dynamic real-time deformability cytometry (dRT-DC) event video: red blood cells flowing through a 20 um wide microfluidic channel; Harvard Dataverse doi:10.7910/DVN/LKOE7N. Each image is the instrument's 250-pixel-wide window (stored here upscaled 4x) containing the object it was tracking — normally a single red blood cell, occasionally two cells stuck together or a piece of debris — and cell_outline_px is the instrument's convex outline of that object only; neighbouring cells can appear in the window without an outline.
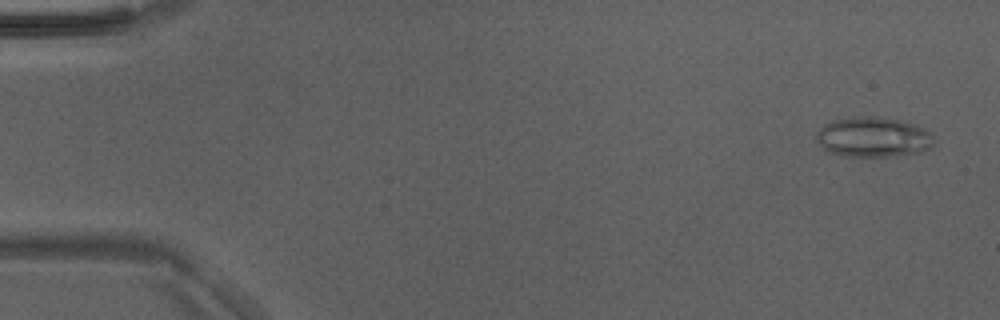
{"species": "Egyptian fruit bat (a non-hibernating species)", "species_latin": "Rousettus aegyptiacus", "temperature_condition": "room temperature", "stored_images_in_passage": 48, "camera_frame_rate_fps": 3000, "um_per_image_px": 0.085, "animal": {"sex": "male"}, "frame": {"image": 1, "passage_image": 2, "time_ms": 0.333, "image_size_px": [1000, 320], "cell_outline_px": [[932, 148], [920, 152], [884, 156], [848, 156], [828, 152], [816, 140], [816, 132], [824, 124], [832, 120], [852, 116], [868, 116], [900, 120], [916, 124], [924, 128], [932, 136]], "centroid_in_image_um": [74.19, 11.64], "position_along_channel_um": 10.8, "area_um2": 27.34}}
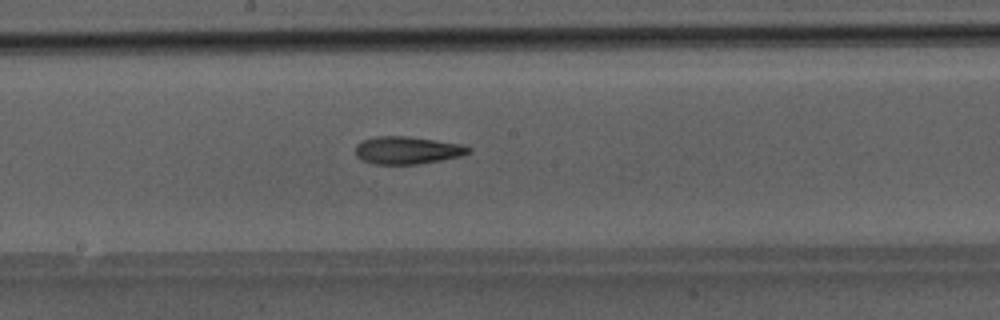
{"frame": {"image": 2, "passage_image": 26, "time_ms": 8.333, "image_size_px": [1000, 320], "cell_outline_px": [[472, 152], [460, 156], [420, 164], [372, 164], [360, 160], [356, 156], [356, 144], [364, 140], [376, 136], [404, 136], [460, 144], [472, 148]], "centroid_in_image_um": [34.59, 12.78], "position_along_channel_um": 213.6, "area_um2": 18.09}}
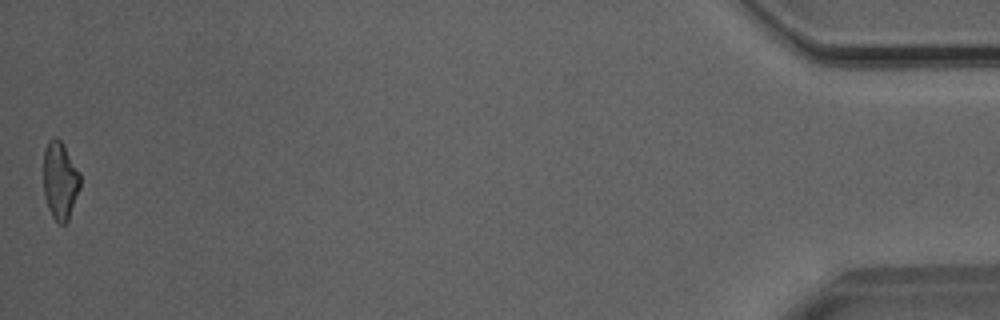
{"frame": {"image": 3, "passage_image": 48, "time_ms": 15.667, "image_size_px": [1000, 320], "cell_outline_px": [[80, 188], [68, 220], [64, 224], [60, 224], [52, 216], [48, 208], [44, 196], [44, 148], [48, 140], [56, 136], [64, 144], [80, 172]], "centroid_in_image_um": [5.11, 15.31], "position_along_channel_um": 430.1, "area_um2": 16.76}}